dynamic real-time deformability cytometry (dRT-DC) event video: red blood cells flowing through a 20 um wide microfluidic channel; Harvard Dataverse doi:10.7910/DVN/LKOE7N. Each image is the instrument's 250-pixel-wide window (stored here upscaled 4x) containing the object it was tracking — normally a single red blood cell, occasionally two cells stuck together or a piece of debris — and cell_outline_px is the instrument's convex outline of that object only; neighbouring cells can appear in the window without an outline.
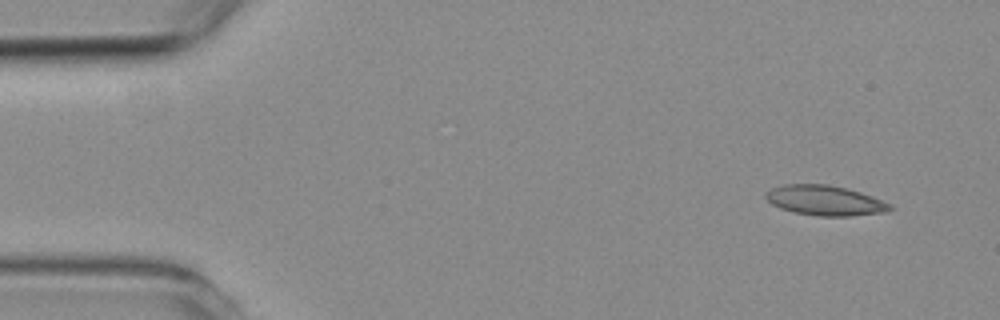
{"species": "common noctule bat (a hibernating species)", "species_latin": "Nyctalus noctula", "temperature_condition": "room temperature", "stored_images_in_passage": 6, "camera_frame_rate_fps": 3000, "um_per_image_px": 0.085, "animal": {"sex": "female", "body_mass_g": 19.3, "forearm_length_mm": 54.1}, "frame": {"image": 1, "passage_image": 1, "time_ms": 0.0, "image_size_px": [1000, 320], "cell_outline_px": [[892, 208], [884, 212], [848, 216], [820, 216], [796, 212], [780, 208], [772, 204], [764, 196], [764, 192], [772, 188], [784, 184], [828, 184], [860, 192], [872, 196], [892, 204]], "centroid_in_image_um": [70.1, 17.03], "position_along_channel_um": 14.9, "area_um2": 21.56}}
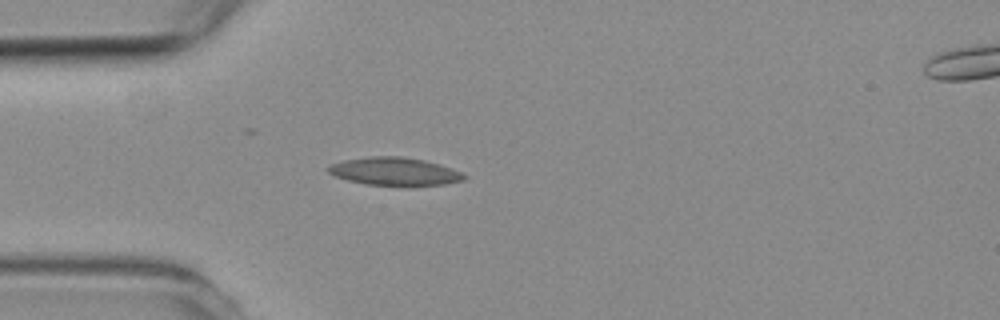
{"frame": {"image": 2, "passage_image": 4, "time_ms": 3.333, "image_size_px": [1000, 320], "cell_outline_px": [[468, 176], [464, 180], [444, 184], [408, 188], [404, 188], [364, 184], [348, 180], [336, 176], [328, 172], [324, 168], [328, 164], [344, 160], [368, 156], [400, 156], [424, 160], [440, 164], [452, 168]], "centroid_in_image_um": [33.54, 14.6], "position_along_channel_um": 51.5, "area_um2": 23.06}}